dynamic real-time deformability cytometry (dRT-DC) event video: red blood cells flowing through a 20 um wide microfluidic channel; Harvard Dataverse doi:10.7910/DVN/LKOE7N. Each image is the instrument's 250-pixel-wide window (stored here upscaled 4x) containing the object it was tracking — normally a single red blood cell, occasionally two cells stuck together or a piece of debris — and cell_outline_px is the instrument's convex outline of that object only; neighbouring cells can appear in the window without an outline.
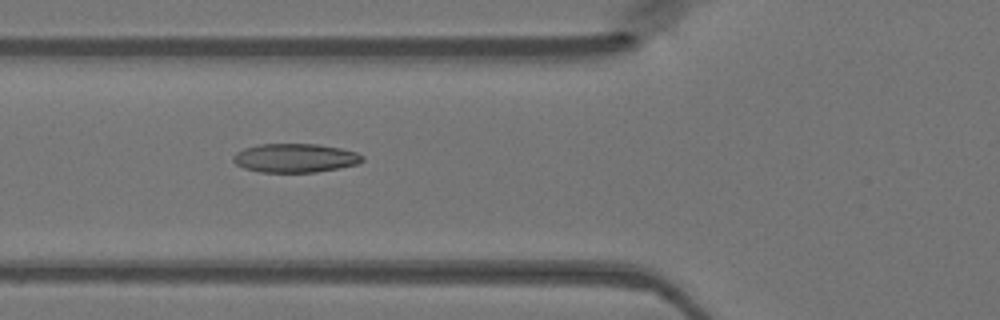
{"species": "Egyptian fruit bat (a non-hibernating species)", "species_latin": "Rousettus aegyptiacus", "temperature_condition": "warm", "stored_images_in_passage": 34, "camera_frame_rate_fps": 3000, "um_per_image_px": 0.085, "animal": {"sex": "female"}, "frame": {"image": 1, "passage_image": 4, "time_ms": 1.0, "image_size_px": [1000, 320], "cell_outline_px": [[364, 160], [360, 164], [316, 172], [260, 172], [244, 168], [236, 164], [232, 160], [232, 156], [236, 152], [244, 148], [260, 144], [316, 144], [340, 148], [356, 152], [364, 156]], "centroid_in_image_um": [25.09, 13.43], "position_along_channel_um": 100.7, "area_um2": 21.79}}
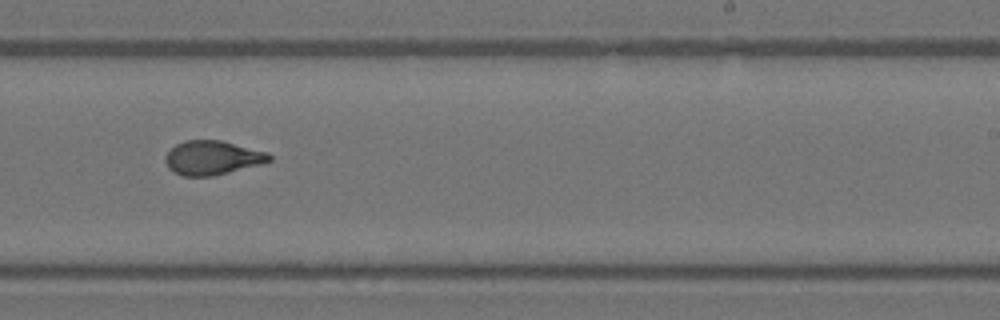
{"frame": {"image": 2, "passage_image": 16, "time_ms": 5.0, "image_size_px": [1000, 320], "cell_outline_px": [[272, 160], [260, 164], [212, 176], [184, 176], [168, 168], [164, 160], [164, 156], [176, 144], [184, 140], [220, 140], [268, 152], [272, 156]], "centroid_in_image_um": [18.04, 13.4], "position_along_channel_um": 271.0, "area_um2": 20.52}}
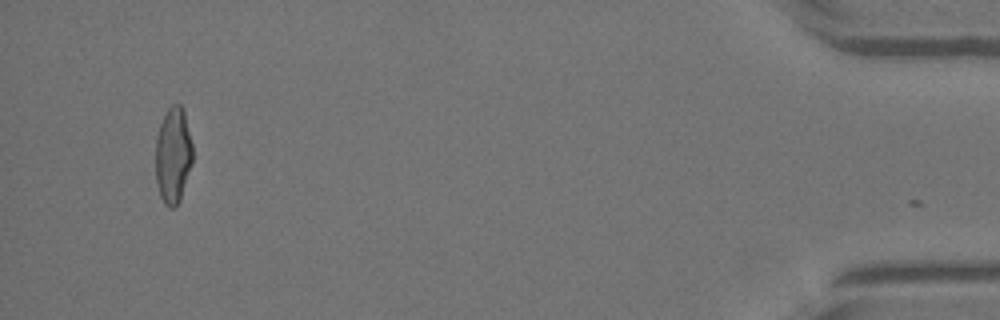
{"frame": {"image": 3, "passage_image": 32, "time_ms": 10.333, "image_size_px": [1000, 320], "cell_outline_px": [[192, 164], [180, 200], [176, 208], [168, 208], [164, 204], [160, 196], [156, 180], [156, 136], [160, 124], [168, 108], [172, 104], [180, 104], [184, 108], [192, 144]], "centroid_in_image_um": [14.72, 13.21], "position_along_channel_um": 420.5, "area_um2": 20.98}}